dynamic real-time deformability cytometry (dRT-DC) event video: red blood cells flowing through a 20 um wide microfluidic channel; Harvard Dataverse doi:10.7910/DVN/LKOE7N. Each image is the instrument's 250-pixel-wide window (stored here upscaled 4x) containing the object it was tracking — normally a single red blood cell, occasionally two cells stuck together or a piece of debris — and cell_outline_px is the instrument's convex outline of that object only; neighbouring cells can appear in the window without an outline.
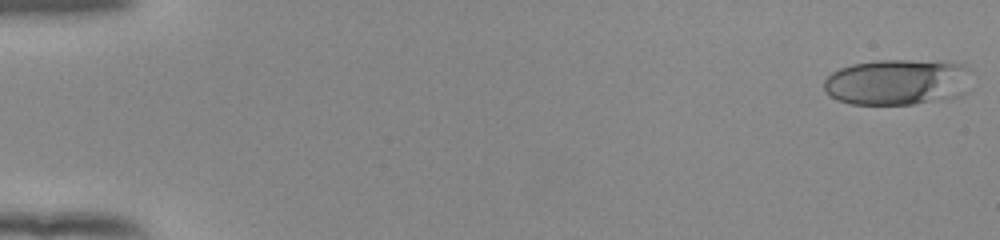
{"species": "human", "species_latin": "Homo sapiens", "temperature_condition": "room temperature", "stored_images_in_passage": 53, "camera_frame_rate_fps": 3000, "um_per_image_px": 0.085, "donor": {"sex": "female"}, "frame": {"image": 1, "passage_image": 1, "time_ms": 0.0, "image_size_px": [1000, 240], "cell_outline_px": [[968, 68], [964, 92], [960, 96], [912, 104], [852, 104], [836, 100], [824, 88], [824, 80], [832, 72], [840, 68], [852, 64], [876, 60], [908, 60], [964, 64]], "centroid_in_image_um": [76.21, 6.98], "position_along_channel_um": 8.8, "area_um2": 38.96}}
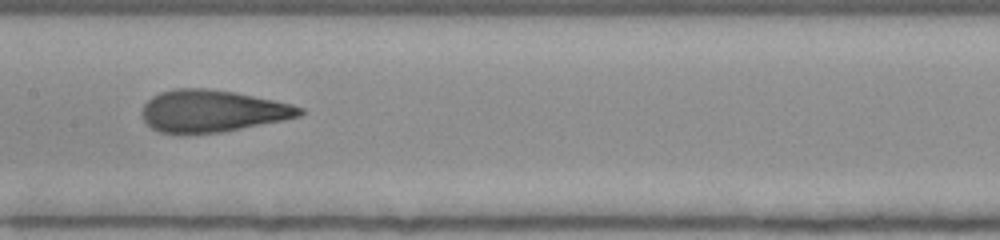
{"frame": {"image": 2, "passage_image": 28, "time_ms": 9.0, "image_size_px": [1000, 240], "cell_outline_px": [[308, 112], [300, 116], [284, 120], [220, 132], [160, 132], [152, 128], [144, 120], [140, 112], [144, 104], [152, 96], [160, 92], [176, 88], [208, 88], [236, 92], [292, 104], [304, 108]], "centroid_in_image_um": [18.08, 9.41], "position_along_channel_um": 189.3, "area_um2": 38.44}}
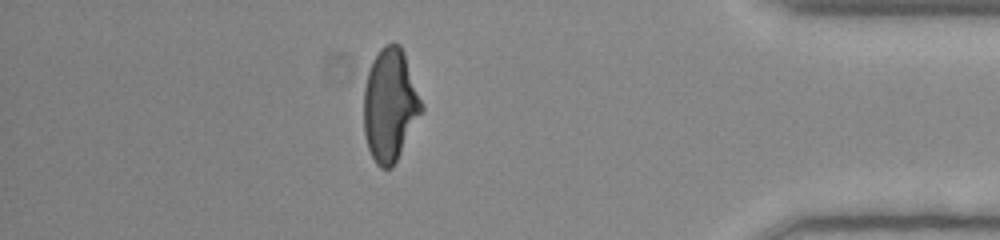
{"frame": {"image": 3, "passage_image": 47, "time_ms": 15.333, "image_size_px": [1000, 240], "cell_outline_px": [[424, 108], [392, 168], [380, 168], [376, 164], [368, 148], [364, 136], [364, 88], [368, 72], [372, 60], [380, 48], [384, 44], [392, 40], [400, 44], [404, 52]], "centroid_in_image_um": [33.13, 8.89], "position_along_channel_um": 402.1, "area_um2": 37.92}, "authors_computed_cell_mechanics": {"area_um2": 38.2636, "velocity_mm_per_s": 3.8933, "shape_relaxation_time_tau1_ms": 5.7141, "shape_relaxation_time_tau2_ms": 0.9575, "deformation_change_tau1": 0.2146, "deformation_change_tau2": 0.0847}}